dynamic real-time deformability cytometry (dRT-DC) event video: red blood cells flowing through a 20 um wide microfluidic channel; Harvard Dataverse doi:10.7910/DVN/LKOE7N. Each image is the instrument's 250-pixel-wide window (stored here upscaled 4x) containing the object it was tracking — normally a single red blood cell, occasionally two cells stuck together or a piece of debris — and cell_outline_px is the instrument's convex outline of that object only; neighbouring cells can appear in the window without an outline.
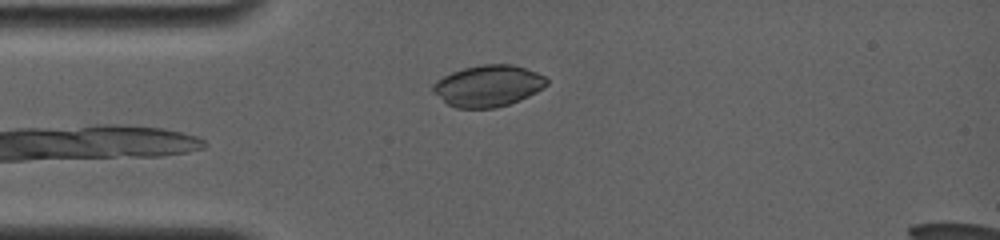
{"species": "common noctule bat (a hibernating species)", "species_latin": "Nyctalus noctula", "temperature_condition": "room temperature", "stored_images_in_passage": 32, "camera_frame_rate_fps": 4000, "um_per_image_px": 0.085, "animal": {"sex": "female", "body_mass_g": 19.0, "forearm_length_mm": 56.7}, "frame": {"image": 1, "passage_image": 6, "time_ms": 2.0, "image_size_px": [1000, 240], "cell_outline_px": [[548, 84], [536, 92], [520, 100], [496, 108], [456, 108], [448, 104], [432, 92], [432, 84], [436, 80], [452, 72], [464, 68], [484, 64], [512, 64], [536, 72], [544, 76], [548, 80]], "centroid_in_image_um": [41.47, 7.3], "position_along_channel_um": 43.5, "area_um2": 27.4}}
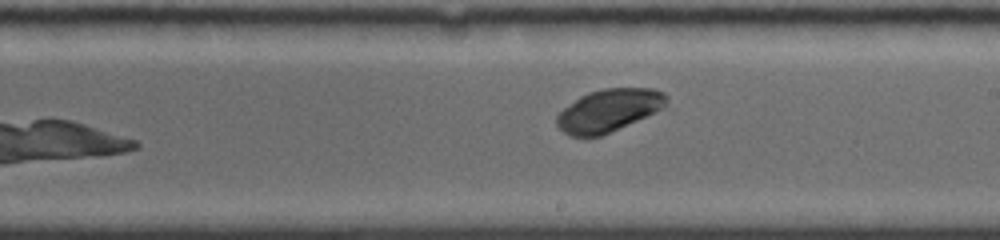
{"frame": {"image": 2, "passage_image": 19, "time_ms": 7.5, "image_size_px": [1000, 240], "cell_outline_px": [[668, 100], [660, 108], [636, 120], [600, 136], [568, 136], [556, 124], [556, 116], [564, 108], [580, 96], [588, 92], [604, 88], [652, 88], [664, 92], [668, 96]], "centroid_in_image_um": [51.7, 9.36], "position_along_channel_um": 237.3, "area_um2": 26.65}}
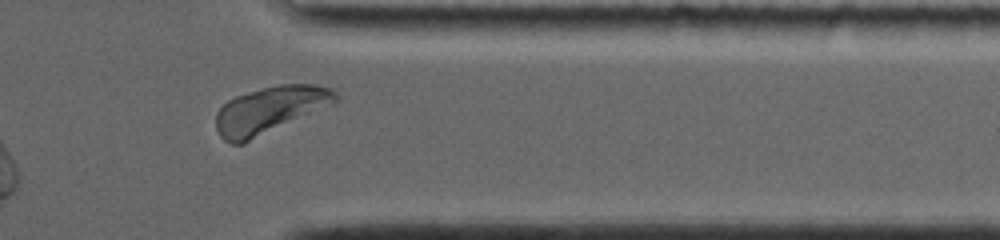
{"frame": {"image": 3, "passage_image": 29, "time_ms": 11.5, "image_size_px": [1000, 240], "cell_outline_px": [[336, 100], [332, 104], [244, 144], [232, 144], [224, 140], [220, 136], [216, 128], [216, 112], [228, 100], [236, 96], [264, 88], [280, 84], [316, 84], [332, 88], [336, 92]], "centroid_in_image_um": [22.91, 9.36], "position_along_channel_um": 388.5, "area_um2": 32.48}, "authors_computed_cell_mechanics": {"area_um2": 27.5995, "velocity_mm_per_s": 3.7767, "shape_relaxation_time_tau1_ms": 1.0895, "shape_relaxation_time_tau2_ms": null, "deformation_change_tau1": 0.0905, "deformation_change_tau2": null}}